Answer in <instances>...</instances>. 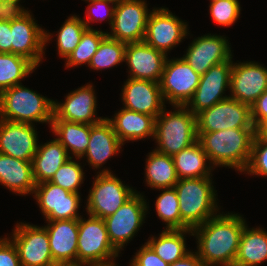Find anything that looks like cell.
<instances>
[{
	"label": "cell",
	"instance_id": "7bdbcfd3",
	"mask_svg": "<svg viewBox=\"0 0 267 266\" xmlns=\"http://www.w3.org/2000/svg\"><path fill=\"white\" fill-rule=\"evenodd\" d=\"M0 266H21L15 244L8 238H0Z\"/></svg>",
	"mask_w": 267,
	"mask_h": 266
},
{
	"label": "cell",
	"instance_id": "e575fe53",
	"mask_svg": "<svg viewBox=\"0 0 267 266\" xmlns=\"http://www.w3.org/2000/svg\"><path fill=\"white\" fill-rule=\"evenodd\" d=\"M126 45V43L106 36L101 41L88 66L98 71L119 65L124 62Z\"/></svg>",
	"mask_w": 267,
	"mask_h": 266
},
{
	"label": "cell",
	"instance_id": "ac0fdd59",
	"mask_svg": "<svg viewBox=\"0 0 267 266\" xmlns=\"http://www.w3.org/2000/svg\"><path fill=\"white\" fill-rule=\"evenodd\" d=\"M230 43L224 36L207 34L190 43L183 59L198 74H205L212 66L232 61Z\"/></svg>",
	"mask_w": 267,
	"mask_h": 266
},
{
	"label": "cell",
	"instance_id": "836d02e7",
	"mask_svg": "<svg viewBox=\"0 0 267 266\" xmlns=\"http://www.w3.org/2000/svg\"><path fill=\"white\" fill-rule=\"evenodd\" d=\"M158 190H161L162 193L156 199L155 210L159 219L165 222V229H190L181 220L179 200L175 188Z\"/></svg>",
	"mask_w": 267,
	"mask_h": 266
},
{
	"label": "cell",
	"instance_id": "7402d4cb",
	"mask_svg": "<svg viewBox=\"0 0 267 266\" xmlns=\"http://www.w3.org/2000/svg\"><path fill=\"white\" fill-rule=\"evenodd\" d=\"M167 56L145 41L128 43L124 58L129 69L128 78L160 82Z\"/></svg>",
	"mask_w": 267,
	"mask_h": 266
},
{
	"label": "cell",
	"instance_id": "d6a6232c",
	"mask_svg": "<svg viewBox=\"0 0 267 266\" xmlns=\"http://www.w3.org/2000/svg\"><path fill=\"white\" fill-rule=\"evenodd\" d=\"M37 67L27 58L0 52V93L12 86L21 84Z\"/></svg>",
	"mask_w": 267,
	"mask_h": 266
},
{
	"label": "cell",
	"instance_id": "277c9868",
	"mask_svg": "<svg viewBox=\"0 0 267 266\" xmlns=\"http://www.w3.org/2000/svg\"><path fill=\"white\" fill-rule=\"evenodd\" d=\"M211 177L178 179L174 188L178 195L181 220L193 229L215 216L217 191Z\"/></svg>",
	"mask_w": 267,
	"mask_h": 266
},
{
	"label": "cell",
	"instance_id": "ab89813d",
	"mask_svg": "<svg viewBox=\"0 0 267 266\" xmlns=\"http://www.w3.org/2000/svg\"><path fill=\"white\" fill-rule=\"evenodd\" d=\"M89 3L86 11V20L82 19V22L86 25L88 29L92 26L89 24L91 22L103 21L106 18L109 21L110 27L113 23L114 10L117 0H84ZM111 4V5H110Z\"/></svg>",
	"mask_w": 267,
	"mask_h": 266
},
{
	"label": "cell",
	"instance_id": "9c48e42d",
	"mask_svg": "<svg viewBox=\"0 0 267 266\" xmlns=\"http://www.w3.org/2000/svg\"><path fill=\"white\" fill-rule=\"evenodd\" d=\"M201 75L181 57L166 59L159 82L164 102L173 105H186L193 97Z\"/></svg>",
	"mask_w": 267,
	"mask_h": 266
},
{
	"label": "cell",
	"instance_id": "7a4b0ae2",
	"mask_svg": "<svg viewBox=\"0 0 267 266\" xmlns=\"http://www.w3.org/2000/svg\"><path fill=\"white\" fill-rule=\"evenodd\" d=\"M198 141L214 167H229L244 172L248 166L255 128L197 132Z\"/></svg>",
	"mask_w": 267,
	"mask_h": 266
},
{
	"label": "cell",
	"instance_id": "484cf974",
	"mask_svg": "<svg viewBox=\"0 0 267 266\" xmlns=\"http://www.w3.org/2000/svg\"><path fill=\"white\" fill-rule=\"evenodd\" d=\"M0 184L14 194H33L36 183L32 161H24L0 153Z\"/></svg>",
	"mask_w": 267,
	"mask_h": 266
},
{
	"label": "cell",
	"instance_id": "b9f144b4",
	"mask_svg": "<svg viewBox=\"0 0 267 266\" xmlns=\"http://www.w3.org/2000/svg\"><path fill=\"white\" fill-rule=\"evenodd\" d=\"M130 266H169V264L163 261L153 249L145 243L139 251L136 252L131 260Z\"/></svg>",
	"mask_w": 267,
	"mask_h": 266
},
{
	"label": "cell",
	"instance_id": "f546056e",
	"mask_svg": "<svg viewBox=\"0 0 267 266\" xmlns=\"http://www.w3.org/2000/svg\"><path fill=\"white\" fill-rule=\"evenodd\" d=\"M186 234L193 236L192 229H164L158 238L149 237L146 243L163 261L171 264L191 252L186 248Z\"/></svg>",
	"mask_w": 267,
	"mask_h": 266
},
{
	"label": "cell",
	"instance_id": "bcb514c9",
	"mask_svg": "<svg viewBox=\"0 0 267 266\" xmlns=\"http://www.w3.org/2000/svg\"><path fill=\"white\" fill-rule=\"evenodd\" d=\"M11 22L0 21V52L11 53Z\"/></svg>",
	"mask_w": 267,
	"mask_h": 266
},
{
	"label": "cell",
	"instance_id": "8992f818",
	"mask_svg": "<svg viewBox=\"0 0 267 266\" xmlns=\"http://www.w3.org/2000/svg\"><path fill=\"white\" fill-rule=\"evenodd\" d=\"M120 253L110 243L104 219H78L77 261L92 266H113ZM115 258V259H114Z\"/></svg>",
	"mask_w": 267,
	"mask_h": 266
},
{
	"label": "cell",
	"instance_id": "f6af8a7d",
	"mask_svg": "<svg viewBox=\"0 0 267 266\" xmlns=\"http://www.w3.org/2000/svg\"><path fill=\"white\" fill-rule=\"evenodd\" d=\"M251 120L256 128L262 121L267 120V90L251 105Z\"/></svg>",
	"mask_w": 267,
	"mask_h": 266
},
{
	"label": "cell",
	"instance_id": "d590c367",
	"mask_svg": "<svg viewBox=\"0 0 267 266\" xmlns=\"http://www.w3.org/2000/svg\"><path fill=\"white\" fill-rule=\"evenodd\" d=\"M107 36V32L102 30H95L93 28L87 29L81 38L80 43L68 56L65 62V67H78V65H89L91 58L98 50L101 41Z\"/></svg>",
	"mask_w": 267,
	"mask_h": 266
},
{
	"label": "cell",
	"instance_id": "8fae6325",
	"mask_svg": "<svg viewBox=\"0 0 267 266\" xmlns=\"http://www.w3.org/2000/svg\"><path fill=\"white\" fill-rule=\"evenodd\" d=\"M197 132L225 129L255 128L250 106L228 97L196 115Z\"/></svg>",
	"mask_w": 267,
	"mask_h": 266
},
{
	"label": "cell",
	"instance_id": "ba28073f",
	"mask_svg": "<svg viewBox=\"0 0 267 266\" xmlns=\"http://www.w3.org/2000/svg\"><path fill=\"white\" fill-rule=\"evenodd\" d=\"M148 209L144 195L136 192L114 214L104 218L109 241L118 252L132 240L145 223Z\"/></svg>",
	"mask_w": 267,
	"mask_h": 266
},
{
	"label": "cell",
	"instance_id": "c3c4849f",
	"mask_svg": "<svg viewBox=\"0 0 267 266\" xmlns=\"http://www.w3.org/2000/svg\"><path fill=\"white\" fill-rule=\"evenodd\" d=\"M255 134L262 140L267 141V120L262 121L256 128Z\"/></svg>",
	"mask_w": 267,
	"mask_h": 266
},
{
	"label": "cell",
	"instance_id": "30bf717a",
	"mask_svg": "<svg viewBox=\"0 0 267 266\" xmlns=\"http://www.w3.org/2000/svg\"><path fill=\"white\" fill-rule=\"evenodd\" d=\"M151 12L145 0H117L107 36L126 44L144 41Z\"/></svg>",
	"mask_w": 267,
	"mask_h": 266
},
{
	"label": "cell",
	"instance_id": "5bb4252c",
	"mask_svg": "<svg viewBox=\"0 0 267 266\" xmlns=\"http://www.w3.org/2000/svg\"><path fill=\"white\" fill-rule=\"evenodd\" d=\"M187 25L168 8H154L147 21L144 41L167 55L189 34Z\"/></svg>",
	"mask_w": 267,
	"mask_h": 266
},
{
	"label": "cell",
	"instance_id": "ee69618b",
	"mask_svg": "<svg viewBox=\"0 0 267 266\" xmlns=\"http://www.w3.org/2000/svg\"><path fill=\"white\" fill-rule=\"evenodd\" d=\"M20 1H0V21L12 22L27 13L28 10L20 5Z\"/></svg>",
	"mask_w": 267,
	"mask_h": 266
},
{
	"label": "cell",
	"instance_id": "8d00e7d4",
	"mask_svg": "<svg viewBox=\"0 0 267 266\" xmlns=\"http://www.w3.org/2000/svg\"><path fill=\"white\" fill-rule=\"evenodd\" d=\"M87 29L80 17L75 14L69 16L56 35L58 56L67 59L80 43L82 35Z\"/></svg>",
	"mask_w": 267,
	"mask_h": 266
},
{
	"label": "cell",
	"instance_id": "4316f807",
	"mask_svg": "<svg viewBox=\"0 0 267 266\" xmlns=\"http://www.w3.org/2000/svg\"><path fill=\"white\" fill-rule=\"evenodd\" d=\"M70 158L65 147L56 138L47 143L38 144L32 159L35 183L50 181L56 171Z\"/></svg>",
	"mask_w": 267,
	"mask_h": 266
},
{
	"label": "cell",
	"instance_id": "f907efd6",
	"mask_svg": "<svg viewBox=\"0 0 267 266\" xmlns=\"http://www.w3.org/2000/svg\"><path fill=\"white\" fill-rule=\"evenodd\" d=\"M221 266H242V265H238L236 263H231V264H224V265H221Z\"/></svg>",
	"mask_w": 267,
	"mask_h": 266
},
{
	"label": "cell",
	"instance_id": "603a6c76",
	"mask_svg": "<svg viewBox=\"0 0 267 266\" xmlns=\"http://www.w3.org/2000/svg\"><path fill=\"white\" fill-rule=\"evenodd\" d=\"M53 261H77L78 219L46 221Z\"/></svg>",
	"mask_w": 267,
	"mask_h": 266
},
{
	"label": "cell",
	"instance_id": "52a82bcc",
	"mask_svg": "<svg viewBox=\"0 0 267 266\" xmlns=\"http://www.w3.org/2000/svg\"><path fill=\"white\" fill-rule=\"evenodd\" d=\"M99 173L89 191L86 211L92 215L104 219L120 208L136 190L123 184L111 170L103 169Z\"/></svg>",
	"mask_w": 267,
	"mask_h": 266
},
{
	"label": "cell",
	"instance_id": "681fc988",
	"mask_svg": "<svg viewBox=\"0 0 267 266\" xmlns=\"http://www.w3.org/2000/svg\"><path fill=\"white\" fill-rule=\"evenodd\" d=\"M92 266L90 264L87 263H83L80 261H75V262H61V263H57L55 266Z\"/></svg>",
	"mask_w": 267,
	"mask_h": 266
},
{
	"label": "cell",
	"instance_id": "74e56055",
	"mask_svg": "<svg viewBox=\"0 0 267 266\" xmlns=\"http://www.w3.org/2000/svg\"><path fill=\"white\" fill-rule=\"evenodd\" d=\"M68 159L53 175L49 182L62 187L72 193H79V187L84 181V172L81 163Z\"/></svg>",
	"mask_w": 267,
	"mask_h": 266
},
{
	"label": "cell",
	"instance_id": "f35d334b",
	"mask_svg": "<svg viewBox=\"0 0 267 266\" xmlns=\"http://www.w3.org/2000/svg\"><path fill=\"white\" fill-rule=\"evenodd\" d=\"M210 16L221 26H231L240 16L239 0H215L209 5Z\"/></svg>",
	"mask_w": 267,
	"mask_h": 266
},
{
	"label": "cell",
	"instance_id": "3957f363",
	"mask_svg": "<svg viewBox=\"0 0 267 266\" xmlns=\"http://www.w3.org/2000/svg\"><path fill=\"white\" fill-rule=\"evenodd\" d=\"M174 111L167 112L166 106L155 118L154 140L156 151L174 156L198 139L196 115L185 105H173Z\"/></svg>",
	"mask_w": 267,
	"mask_h": 266
},
{
	"label": "cell",
	"instance_id": "f1b7e54d",
	"mask_svg": "<svg viewBox=\"0 0 267 266\" xmlns=\"http://www.w3.org/2000/svg\"><path fill=\"white\" fill-rule=\"evenodd\" d=\"M172 159L178 179L211 177L214 166L198 140L172 156Z\"/></svg>",
	"mask_w": 267,
	"mask_h": 266
},
{
	"label": "cell",
	"instance_id": "9a60e30c",
	"mask_svg": "<svg viewBox=\"0 0 267 266\" xmlns=\"http://www.w3.org/2000/svg\"><path fill=\"white\" fill-rule=\"evenodd\" d=\"M35 200L46 221L79 219L78 209L81 198L79 193H72L52 182L36 184L33 191Z\"/></svg>",
	"mask_w": 267,
	"mask_h": 266
},
{
	"label": "cell",
	"instance_id": "5b68a950",
	"mask_svg": "<svg viewBox=\"0 0 267 266\" xmlns=\"http://www.w3.org/2000/svg\"><path fill=\"white\" fill-rule=\"evenodd\" d=\"M54 100L21 84L0 93V118L20 123H48L53 119ZM34 122V123H33Z\"/></svg>",
	"mask_w": 267,
	"mask_h": 266
},
{
	"label": "cell",
	"instance_id": "1f68e13d",
	"mask_svg": "<svg viewBox=\"0 0 267 266\" xmlns=\"http://www.w3.org/2000/svg\"><path fill=\"white\" fill-rule=\"evenodd\" d=\"M145 167L146 184L153 189L173 188L178 182L172 156L155 149L148 153Z\"/></svg>",
	"mask_w": 267,
	"mask_h": 266
},
{
	"label": "cell",
	"instance_id": "4fadbf2b",
	"mask_svg": "<svg viewBox=\"0 0 267 266\" xmlns=\"http://www.w3.org/2000/svg\"><path fill=\"white\" fill-rule=\"evenodd\" d=\"M30 13L28 11L11 22V53L25 57L39 67L45 44L52 38V34L40 27Z\"/></svg>",
	"mask_w": 267,
	"mask_h": 266
},
{
	"label": "cell",
	"instance_id": "d4e9b609",
	"mask_svg": "<svg viewBox=\"0 0 267 266\" xmlns=\"http://www.w3.org/2000/svg\"><path fill=\"white\" fill-rule=\"evenodd\" d=\"M106 119L112 124L114 132L124 145L125 141H137L153 137L155 118L148 114H141L122 107L113 118Z\"/></svg>",
	"mask_w": 267,
	"mask_h": 266
},
{
	"label": "cell",
	"instance_id": "6da1fadb",
	"mask_svg": "<svg viewBox=\"0 0 267 266\" xmlns=\"http://www.w3.org/2000/svg\"><path fill=\"white\" fill-rule=\"evenodd\" d=\"M246 220L238 213H224L209 218L192 229L197 239L198 257L205 266L234 263Z\"/></svg>",
	"mask_w": 267,
	"mask_h": 266
},
{
	"label": "cell",
	"instance_id": "d6986e66",
	"mask_svg": "<svg viewBox=\"0 0 267 266\" xmlns=\"http://www.w3.org/2000/svg\"><path fill=\"white\" fill-rule=\"evenodd\" d=\"M92 84L71 91L65 96V102L54 100L53 119L95 125L105 118L97 116V98Z\"/></svg>",
	"mask_w": 267,
	"mask_h": 266
},
{
	"label": "cell",
	"instance_id": "e0dca14e",
	"mask_svg": "<svg viewBox=\"0 0 267 266\" xmlns=\"http://www.w3.org/2000/svg\"><path fill=\"white\" fill-rule=\"evenodd\" d=\"M230 75L231 98L251 105L267 90V68L255 61L233 63Z\"/></svg>",
	"mask_w": 267,
	"mask_h": 266
},
{
	"label": "cell",
	"instance_id": "60d3db41",
	"mask_svg": "<svg viewBox=\"0 0 267 266\" xmlns=\"http://www.w3.org/2000/svg\"><path fill=\"white\" fill-rule=\"evenodd\" d=\"M248 175L267 177V141L256 134L252 144L251 156L244 171Z\"/></svg>",
	"mask_w": 267,
	"mask_h": 266
},
{
	"label": "cell",
	"instance_id": "7c38bea8",
	"mask_svg": "<svg viewBox=\"0 0 267 266\" xmlns=\"http://www.w3.org/2000/svg\"><path fill=\"white\" fill-rule=\"evenodd\" d=\"M10 237L17 248L21 266L56 265L45 227L19 222Z\"/></svg>",
	"mask_w": 267,
	"mask_h": 266
},
{
	"label": "cell",
	"instance_id": "7dc6e473",
	"mask_svg": "<svg viewBox=\"0 0 267 266\" xmlns=\"http://www.w3.org/2000/svg\"><path fill=\"white\" fill-rule=\"evenodd\" d=\"M169 266H205L198 254L195 252L188 253L184 258L169 264Z\"/></svg>",
	"mask_w": 267,
	"mask_h": 266
},
{
	"label": "cell",
	"instance_id": "44dd1931",
	"mask_svg": "<svg viewBox=\"0 0 267 266\" xmlns=\"http://www.w3.org/2000/svg\"><path fill=\"white\" fill-rule=\"evenodd\" d=\"M123 108L156 118L164 109L165 102L159 82L128 78L123 85Z\"/></svg>",
	"mask_w": 267,
	"mask_h": 266
},
{
	"label": "cell",
	"instance_id": "2e32d148",
	"mask_svg": "<svg viewBox=\"0 0 267 266\" xmlns=\"http://www.w3.org/2000/svg\"><path fill=\"white\" fill-rule=\"evenodd\" d=\"M231 69L232 61H225L212 66L205 74H202L193 97L185 106L197 115L230 97L223 96V94L226 88H230Z\"/></svg>",
	"mask_w": 267,
	"mask_h": 266
},
{
	"label": "cell",
	"instance_id": "ffe728a7",
	"mask_svg": "<svg viewBox=\"0 0 267 266\" xmlns=\"http://www.w3.org/2000/svg\"><path fill=\"white\" fill-rule=\"evenodd\" d=\"M34 124L7 121L0 118V153L24 161H32L38 136Z\"/></svg>",
	"mask_w": 267,
	"mask_h": 266
},
{
	"label": "cell",
	"instance_id": "cb8c5ba5",
	"mask_svg": "<svg viewBox=\"0 0 267 266\" xmlns=\"http://www.w3.org/2000/svg\"><path fill=\"white\" fill-rule=\"evenodd\" d=\"M123 144L114 132L112 124L106 119L91 127L89 144L85 154L88 164L99 169L106 161L119 153Z\"/></svg>",
	"mask_w": 267,
	"mask_h": 266
},
{
	"label": "cell",
	"instance_id": "83f0119b",
	"mask_svg": "<svg viewBox=\"0 0 267 266\" xmlns=\"http://www.w3.org/2000/svg\"><path fill=\"white\" fill-rule=\"evenodd\" d=\"M92 126V124L52 120L50 128L69 156H74L77 160L81 159L87 150Z\"/></svg>",
	"mask_w": 267,
	"mask_h": 266
},
{
	"label": "cell",
	"instance_id": "4dcf8cb0",
	"mask_svg": "<svg viewBox=\"0 0 267 266\" xmlns=\"http://www.w3.org/2000/svg\"><path fill=\"white\" fill-rule=\"evenodd\" d=\"M267 260V231L264 228H248L241 234L234 263L242 266H257Z\"/></svg>",
	"mask_w": 267,
	"mask_h": 266
}]
</instances>
